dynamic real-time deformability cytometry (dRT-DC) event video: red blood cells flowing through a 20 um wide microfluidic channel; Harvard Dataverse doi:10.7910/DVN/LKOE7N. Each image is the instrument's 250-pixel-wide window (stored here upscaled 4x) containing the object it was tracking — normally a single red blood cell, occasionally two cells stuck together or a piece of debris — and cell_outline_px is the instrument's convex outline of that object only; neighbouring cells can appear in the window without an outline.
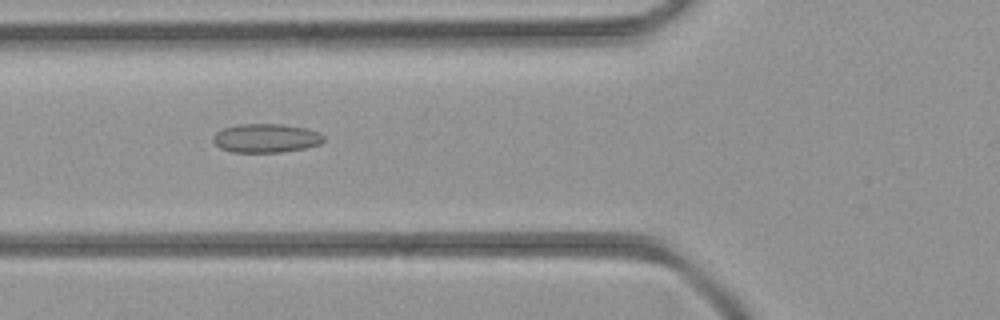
{"species": "common noctule bat (a hibernating species)", "species_latin": "Nyctalus noctula", "temperature_condition": "room temperature", "stored_images_in_passage": 32, "camera_frame_rate_fps": 3000, "um_per_image_px": 0.085, "animal": {"sex": "female", "body_mass_g": 21.9}, "frame": {"image": 1, "passage_image": 8, "time_ms": 2.333, "image_size_px": [1000, 320], "cell_outline_px": [[324, 140], [320, 144], [304, 148], [280, 152], [232, 152], [220, 148], [212, 140], [212, 136], [216, 132], [224, 128], [236, 124], [280, 124], [304, 128], [316, 132], [324, 136]], "centroid_in_image_um": [22.56, 11.74], "position_along_channel_um": 103.2, "area_um2": 18.44}}
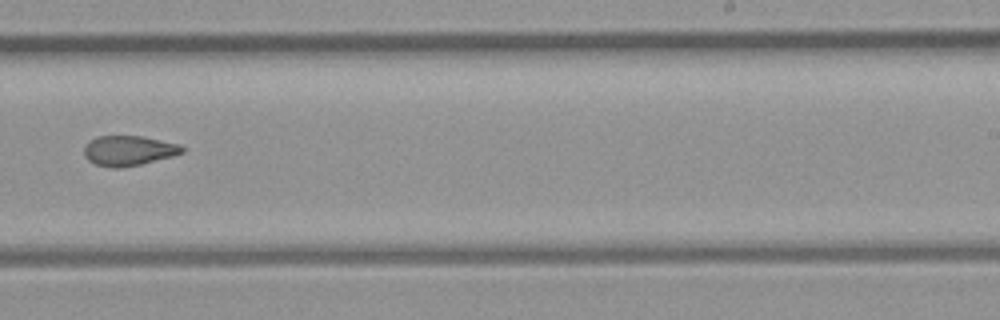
{"frame": {"image": 2, "passage_image": 19, "time_ms": 6.0, "image_size_px": [1000, 320], "cell_outline_px": [[184, 152], [172, 156], [140, 164], [120, 168], [112, 168], [96, 164], [88, 160], [84, 156], [84, 148], [96, 136], [140, 136], [180, 144], [184, 148]], "centroid_in_image_um": [10.93, 12.81], "position_along_channel_um": 278.1, "area_um2": 16.94}}
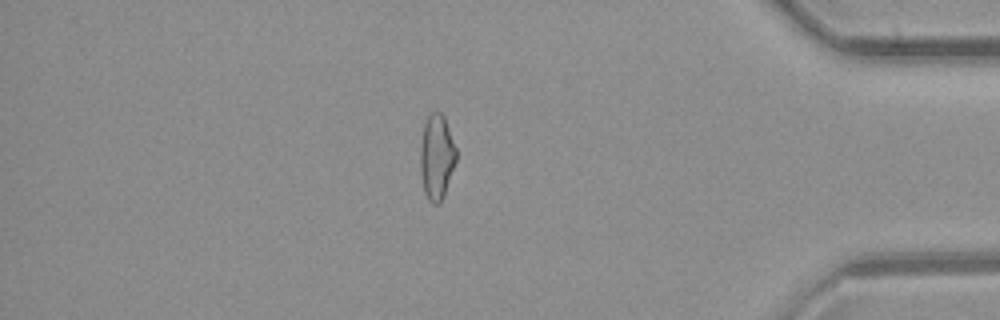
{"frame": {"image": 3, "passage_image": 29, "time_ms": 9.333, "image_size_px": [1000, 320], "cell_outline_px": [[456, 160], [444, 196], [440, 204], [432, 204], [428, 200], [424, 192], [420, 172], [420, 148], [424, 124], [428, 116], [432, 112], [440, 112], [444, 116], [456, 148]], "centroid_in_image_um": [37.11, 13.37], "position_along_channel_um": 398.1, "area_um2": 17.86}}